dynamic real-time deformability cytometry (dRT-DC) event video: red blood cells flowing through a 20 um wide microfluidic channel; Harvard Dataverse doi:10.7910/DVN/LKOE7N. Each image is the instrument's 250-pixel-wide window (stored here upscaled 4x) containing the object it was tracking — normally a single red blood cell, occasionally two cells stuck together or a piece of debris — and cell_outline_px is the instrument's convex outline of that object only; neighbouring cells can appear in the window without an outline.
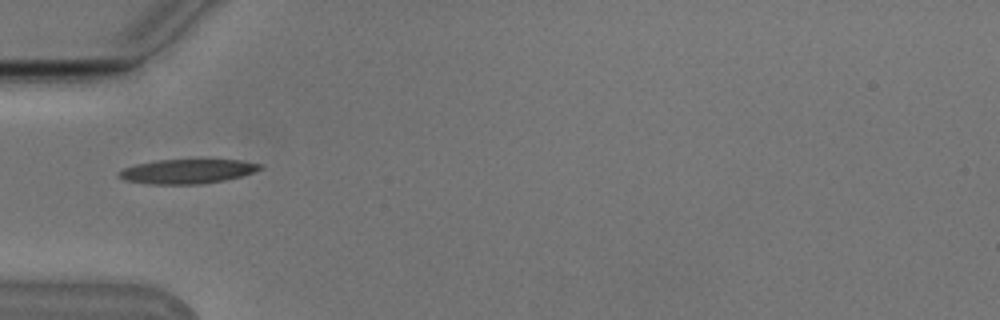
{"species": "Egyptian fruit bat (a non-hibernating species)", "species_latin": "Rousettus aegyptiacus", "temperature_condition": "cold", "stored_images_in_passage": 25, "camera_frame_rate_fps": 3000, "um_per_image_px": 0.085, "animal": {"sex": "male"}, "frame": {"image": 1, "passage_image": 1, "time_ms": 0.0, "image_size_px": [1000, 320], "cell_outline_px": [[264, 168], [240, 176], [224, 180], [200, 184], [148, 184], [124, 180], [116, 176], [116, 172], [124, 168], [136, 164], [156, 160], [240, 160], [264, 164]], "centroid_in_image_um": [15.88, 14.56], "position_along_channel_um": 69.1, "area_um2": 20.11}}
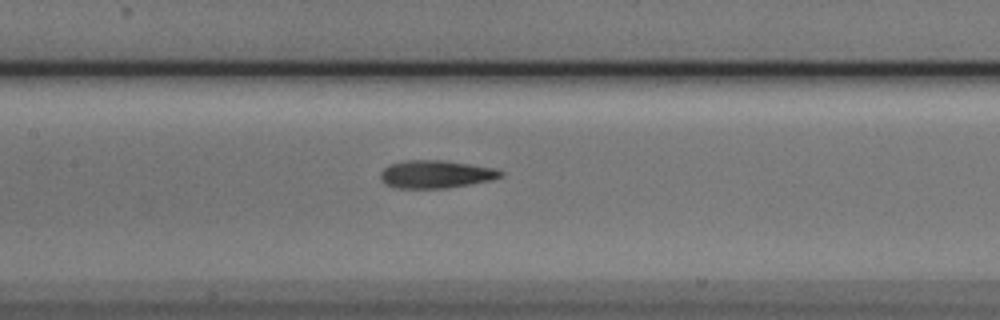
{"frame": {"image": 2, "passage_image": 9, "time_ms": 2.667, "image_size_px": [1000, 320], "cell_outline_px": [[504, 176], [492, 180], [448, 188], [396, 188], [384, 184], [380, 180], [380, 172], [388, 164], [404, 160], [444, 160], [492, 168], [504, 172]], "centroid_in_image_um": [37.0, 14.81], "position_along_channel_um": 170.4, "area_um2": 19.65}}
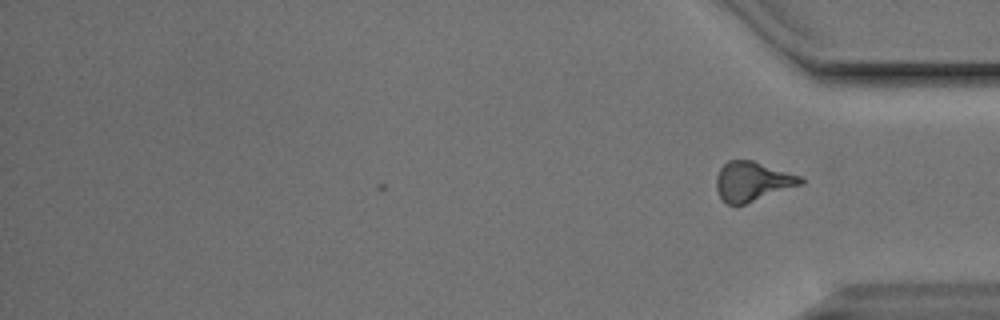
{"frame": {"image": 3, "passage_image": 25, "time_ms": 8.0, "image_size_px": [1000, 320], "cell_outline_px": [[804, 184], [744, 204], [728, 204], [720, 196], [716, 188], [716, 176], [720, 168], [728, 160], [752, 160], [800, 176], [804, 180]], "centroid_in_image_um": [63.95, 15.41], "position_along_channel_um": 371.2, "area_um2": 19.19}, "authors_computed_cell_mechanics": {"area_um2": 19.2474, "velocity_mm_per_s": 3.7876, "shape_relaxation_time_tau1_ms": 3.8098, "shape_relaxation_time_tau2_ms": 2.0073, "deformation_change_tau1": 0.1535, "deformation_change_tau2": 0.1046}}